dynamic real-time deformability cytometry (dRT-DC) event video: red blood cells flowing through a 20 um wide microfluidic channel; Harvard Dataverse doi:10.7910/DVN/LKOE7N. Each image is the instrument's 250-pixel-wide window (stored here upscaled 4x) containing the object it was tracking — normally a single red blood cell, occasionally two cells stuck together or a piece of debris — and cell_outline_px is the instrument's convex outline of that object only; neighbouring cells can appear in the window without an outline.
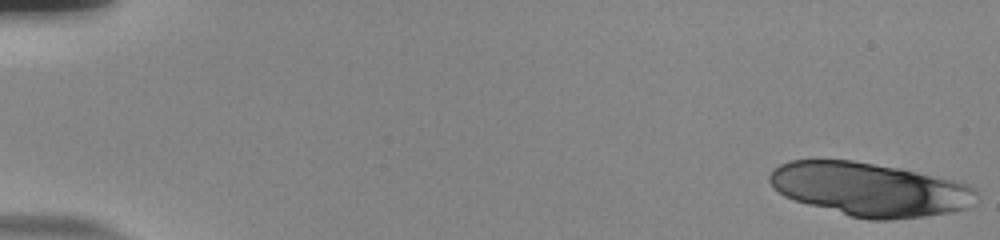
{"species": "human", "species_latin": "Homo sapiens", "temperature_condition": "room temperature", "stored_images_in_passage": 19, "camera_frame_rate_fps": 3000, "um_per_image_px": 0.085, "donor": {"sex": "male"}, "frame": {"image": 1, "passage_image": 1, "time_ms": 0.0, "image_size_px": [1000, 240], "cell_outline_px": [[976, 204], [968, 208], [948, 212], [924, 216], [892, 220], [868, 220], [852, 216], [808, 204], [784, 196], [768, 180], [768, 176], [780, 164], [788, 160], [852, 160], [900, 168], [952, 180], [968, 184], [976, 188]], "centroid_in_image_um": [73.96, 16.09], "position_along_channel_um": 11.0, "area_um2": 64.16}}